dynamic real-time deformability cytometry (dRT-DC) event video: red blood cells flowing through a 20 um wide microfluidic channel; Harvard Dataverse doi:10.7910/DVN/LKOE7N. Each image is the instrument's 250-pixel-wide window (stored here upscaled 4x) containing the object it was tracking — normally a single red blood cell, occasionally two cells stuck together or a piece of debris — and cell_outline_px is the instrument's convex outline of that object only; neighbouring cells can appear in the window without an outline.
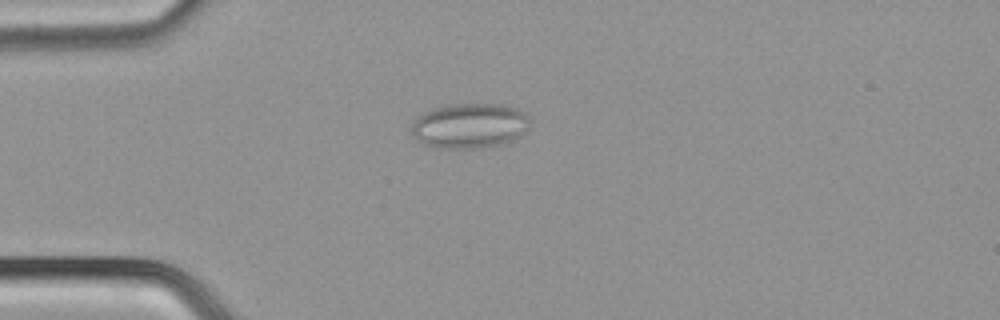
{"species": "common noctule bat (a hibernating species)", "species_latin": "Nyctalus noctula", "temperature_condition": "cold", "stored_images_in_passage": 50, "segment_of_instrument_passage": [1, 2], "camera_frame_rate_fps": 3000, "um_per_image_px": 0.085, "animal": {"sex": "male", "body_mass_g": 21.5, "forearm_length_mm": 52.0}, "frame": {"image": 1, "passage_image": 13, "time_ms": 4.0, "image_size_px": [1000, 320], "cell_outline_px": [[528, 128], [520, 136], [512, 140], [488, 148], [436, 148], [424, 144], [416, 140], [412, 136], [412, 124], [416, 116], [432, 108], [448, 104], [504, 104], [528, 112]], "centroid_in_image_um": [39.9, 10.68], "position_along_channel_um": 45.1, "area_um2": 31.56}}